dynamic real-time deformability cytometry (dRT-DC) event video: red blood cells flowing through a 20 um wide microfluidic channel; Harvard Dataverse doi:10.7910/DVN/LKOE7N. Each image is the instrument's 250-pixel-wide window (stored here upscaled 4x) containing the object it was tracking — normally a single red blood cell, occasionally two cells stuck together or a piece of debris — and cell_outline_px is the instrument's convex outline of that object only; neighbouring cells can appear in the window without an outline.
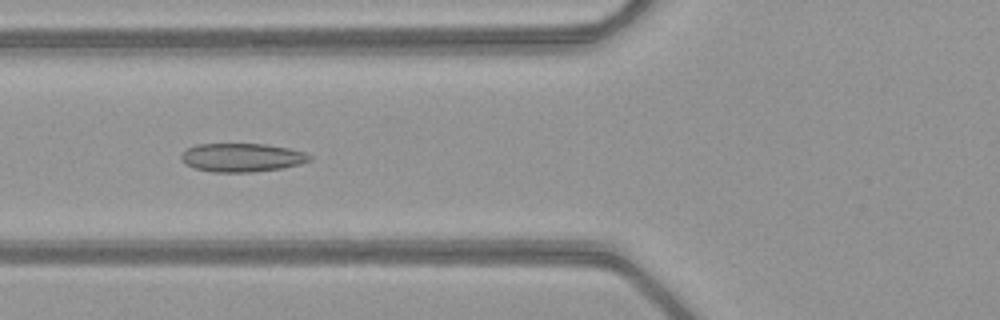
{"species": "common noctule bat (a hibernating species)", "species_latin": "Nyctalus noctula", "temperature_condition": "warm", "stored_images_in_passage": 51, "camera_frame_rate_fps": 3000, "um_per_image_px": 0.085, "animal": {"sex": "female", "body_mass_g": 21.9}, "frame": {"image": 1, "passage_image": 20, "time_ms": 6.333, "image_size_px": [1000, 320], "cell_outline_px": [[312, 160], [300, 164], [280, 168], [252, 172], [212, 172], [196, 168], [180, 160], [180, 156], [188, 148], [196, 144], [264, 144], [288, 148], [304, 152], [312, 156]], "centroid_in_image_um": [20.57, 13.39], "position_along_channel_um": 105.2, "area_um2": 21.21}}
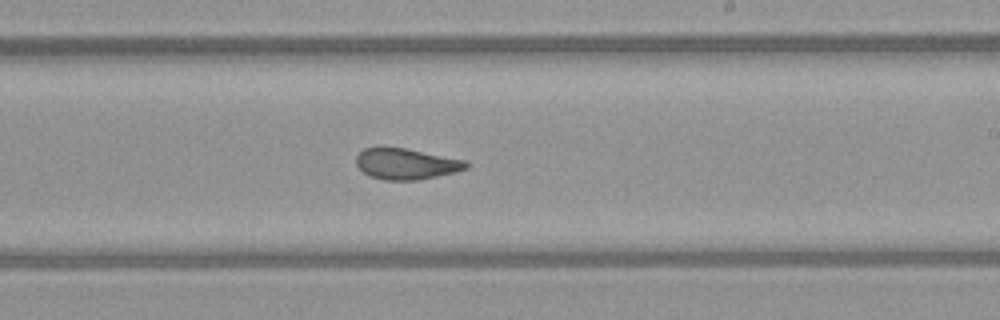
{"frame": {"image": 2, "passage_image": 31, "time_ms": 10.0, "image_size_px": [1000, 320], "cell_outline_px": [[472, 164], [468, 168], [456, 172], [416, 180], [384, 180], [368, 176], [356, 164], [356, 156], [364, 148], [404, 148], [464, 160]], "centroid_in_image_um": [34.54, 13.94], "position_along_channel_um": 254.5, "area_um2": 19.65}}
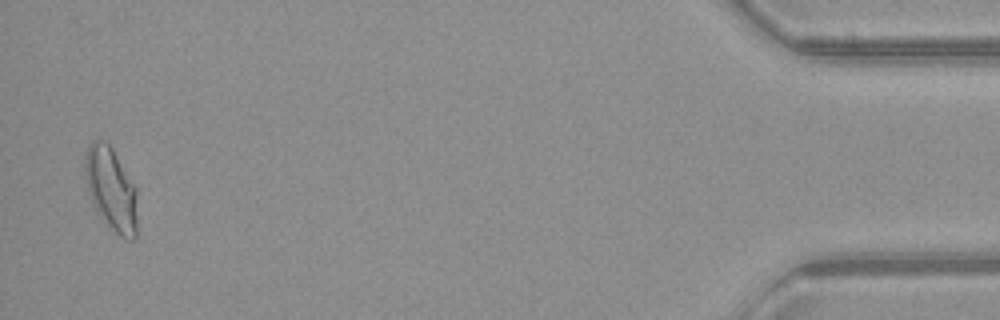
{"frame": {"image": 3, "passage_image": 50, "time_ms": 16.333, "image_size_px": [1000, 320], "cell_outline_px": [[136, 236], [132, 240], [128, 240], [112, 232], [108, 228], [96, 212], [88, 192], [84, 172], [84, 156], [92, 140], [104, 140], [112, 148], [136, 188]], "centroid_in_image_um": [9.42, 16.11], "position_along_channel_um": 425.8, "area_um2": 25.61}, "authors_computed_cell_mechanics": {"area_um2": 21.7906, "velocity_mm_per_s": 4.0558, "shape_relaxation_time_tau1_ms": null, "shape_relaxation_time_tau2_ms": 1.4724, "deformation_change_tau1": null, "deformation_change_tau2": 0.086}}